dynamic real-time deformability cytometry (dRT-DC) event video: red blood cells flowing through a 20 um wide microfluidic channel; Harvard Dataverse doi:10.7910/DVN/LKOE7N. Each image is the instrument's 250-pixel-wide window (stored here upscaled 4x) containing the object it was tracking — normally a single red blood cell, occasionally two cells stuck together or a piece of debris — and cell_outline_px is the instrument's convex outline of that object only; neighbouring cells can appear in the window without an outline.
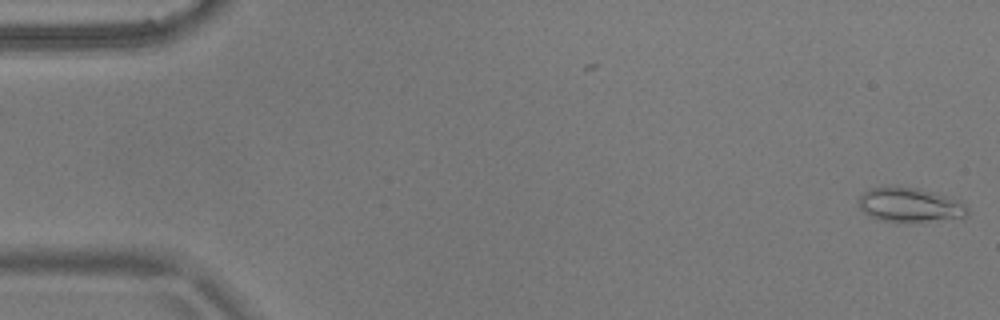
{"species": "common noctule bat (a hibernating species)", "species_latin": "Nyctalus noctula", "temperature_condition": "warm", "stored_images_in_passage": 31, "camera_frame_rate_fps": 3000, "um_per_image_px": 0.085, "animal": {"sex": "male", "body_mass_g": 17.9}, "frame": {"image": 1, "passage_image": 1, "time_ms": 0.0, "image_size_px": [1000, 320], "cell_outline_px": [[968, 216], [964, 220], [880, 220], [864, 212], [860, 208], [856, 200], [868, 188], [916, 188], [932, 192], [944, 196], [964, 204], [968, 208]], "centroid_in_image_um": [77.37, 17.43], "position_along_channel_um": 7.6, "area_um2": 21.1}}